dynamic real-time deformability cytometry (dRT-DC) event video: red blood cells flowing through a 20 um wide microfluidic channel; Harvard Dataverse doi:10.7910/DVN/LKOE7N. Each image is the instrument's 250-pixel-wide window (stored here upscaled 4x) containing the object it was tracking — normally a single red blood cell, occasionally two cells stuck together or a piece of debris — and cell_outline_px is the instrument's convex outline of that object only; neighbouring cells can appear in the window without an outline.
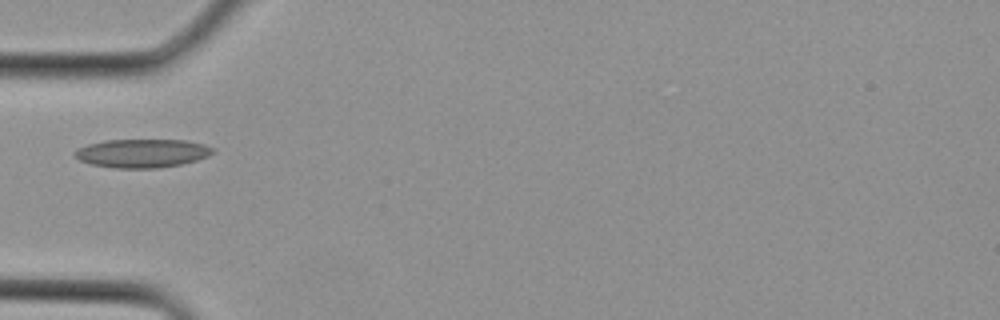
{"species": "Egyptian fruit bat (a non-hibernating species)", "species_latin": "Rousettus aegyptiacus", "temperature_condition": "cold", "stored_images_in_passage": 3, "camera_frame_rate_fps": 3000, "um_per_image_px": 0.085, "animal": {"sex": "female"}, "frame": {"image": 1, "passage_image": 3, "time_ms": 0.667, "image_size_px": [1000, 320], "cell_outline_px": [[216, 152], [208, 156], [196, 160], [180, 164], [160, 168], [116, 168], [88, 164], [80, 160], [72, 152], [76, 148], [88, 144], [104, 140], [188, 140], [204, 144], [216, 148]], "centroid_in_image_um": [12.09, 13.02], "position_along_channel_um": 72.9, "area_um2": 23.24}}